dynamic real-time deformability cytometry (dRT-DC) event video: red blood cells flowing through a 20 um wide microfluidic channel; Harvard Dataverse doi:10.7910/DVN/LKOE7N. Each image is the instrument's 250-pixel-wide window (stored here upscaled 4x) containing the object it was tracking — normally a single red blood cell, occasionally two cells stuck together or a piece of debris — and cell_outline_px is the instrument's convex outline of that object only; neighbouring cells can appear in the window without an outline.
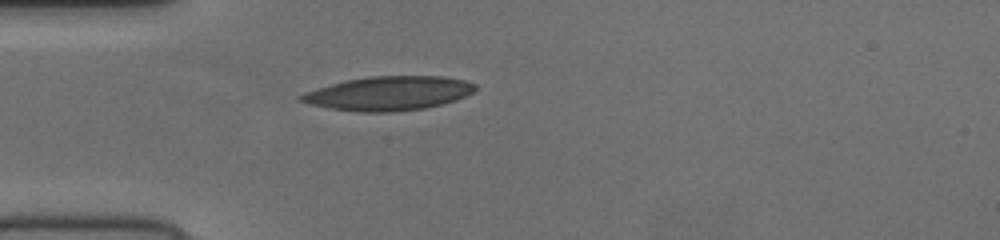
{"species": "human", "species_latin": "Homo sapiens", "temperature_condition": "cold", "stored_images_in_passage": 38, "camera_frame_rate_fps": 3000, "um_per_image_px": 0.085, "donor": {"sex": "female"}, "frame": {"image": 1, "passage_image": 1, "time_ms": 0.0, "image_size_px": [1000, 240], "cell_outline_px": [[476, 88], [472, 92], [456, 100], [424, 108], [396, 112], [356, 112], [332, 108], [312, 104], [296, 100], [296, 96], [304, 92], [316, 88], [348, 80], [368, 76], [444, 76], [464, 80], [476, 84]], "centroid_in_image_um": [33.01, 7.93], "position_along_channel_um": 52.0, "area_um2": 34.51}}
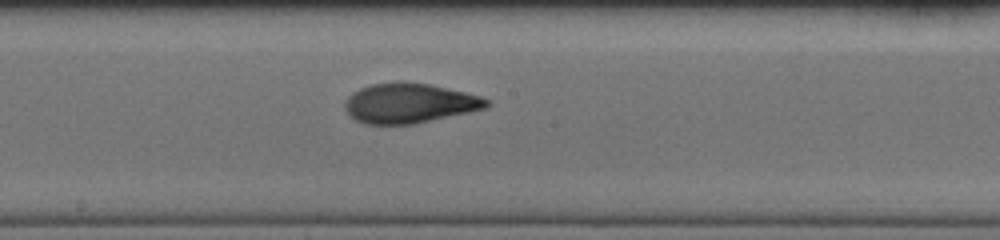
{"frame": {"image": 2, "passage_image": 14, "time_ms": 4.333, "image_size_px": [1000, 240], "cell_outline_px": [[492, 104], [488, 108], [416, 124], [364, 124], [356, 120], [344, 108], [344, 100], [352, 92], [360, 88], [372, 84], [396, 80], [404, 80], [432, 84], [480, 96], [488, 100]], "centroid_in_image_um": [34.81, 8.75], "position_along_channel_um": 213.4, "area_um2": 33.47}}
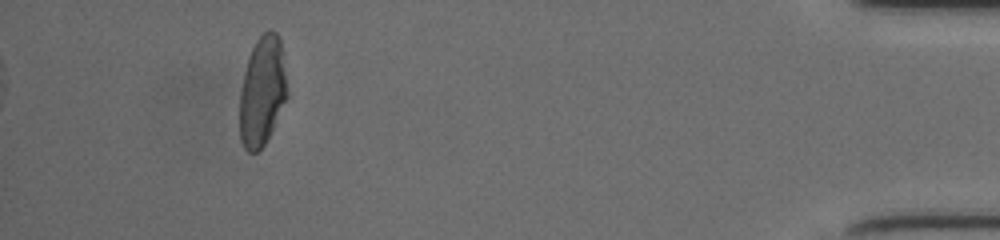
{"frame": {"image": 3, "passage_image": 34, "time_ms": 11.0, "image_size_px": [1000, 240], "cell_outline_px": [[288, 96], [264, 144], [256, 152], [248, 152], [244, 148], [240, 140], [240, 92], [244, 72], [248, 56], [256, 40], [268, 28], [272, 28], [276, 32], [280, 40], [288, 92]], "centroid_in_image_um": [22.28, 7.72], "position_along_channel_um": 412.9, "area_um2": 30.17}}